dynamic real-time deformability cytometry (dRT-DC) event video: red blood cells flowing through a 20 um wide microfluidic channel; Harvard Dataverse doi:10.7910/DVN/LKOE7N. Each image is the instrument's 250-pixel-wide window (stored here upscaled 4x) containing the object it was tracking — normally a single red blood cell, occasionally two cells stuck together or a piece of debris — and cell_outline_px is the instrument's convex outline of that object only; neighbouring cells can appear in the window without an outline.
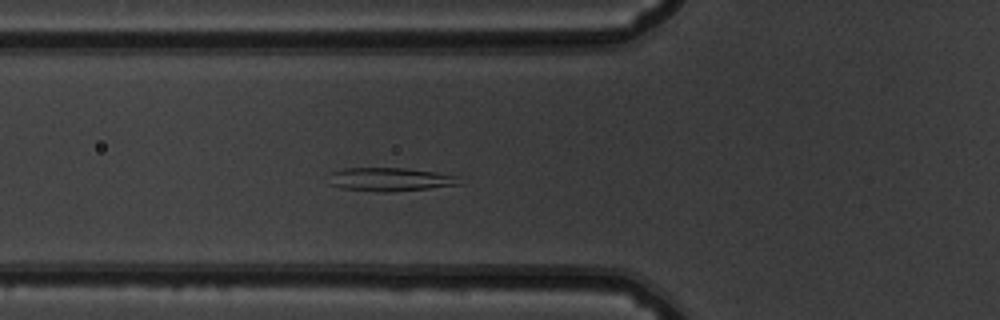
{"species": "common noctule bat (a hibernating species)", "species_latin": "Nyctalus noctula", "temperature_condition": "warm", "stored_images_in_passage": 37, "camera_frame_rate_fps": 3000, "um_per_image_px": 0.085, "animal": {"sex": "male", "body_mass_g": 19.5, "forearm_length_mm": 54.6}, "frame": {"image": 1, "passage_image": 4, "time_ms": 1.0, "image_size_px": [1000, 320], "cell_outline_px": [[464, 184], [392, 192], [376, 192], [340, 188], [328, 184], [328, 172], [344, 168], [404, 168], [436, 172], [456, 176]], "centroid_in_image_um": [33.08, 15.25], "position_along_channel_um": 92.7, "area_um2": 18.21}}
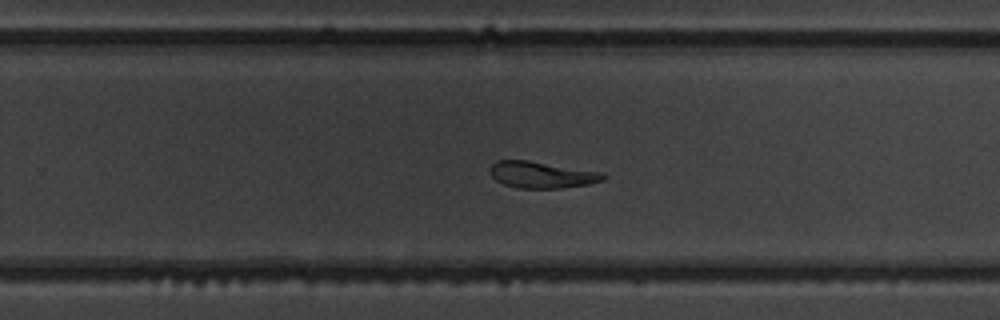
{"frame": {"image": 2, "passage_image": 19, "time_ms": 6.0, "image_size_px": [1000, 320], "cell_outline_px": [[608, 176], [604, 180], [588, 184], [560, 188], [516, 188], [504, 184], [496, 180], [492, 176], [488, 168], [496, 160], [528, 160], [604, 172]], "centroid_in_image_um": [46.06, 14.85], "position_along_channel_um": 283.7, "area_um2": 17.69}}
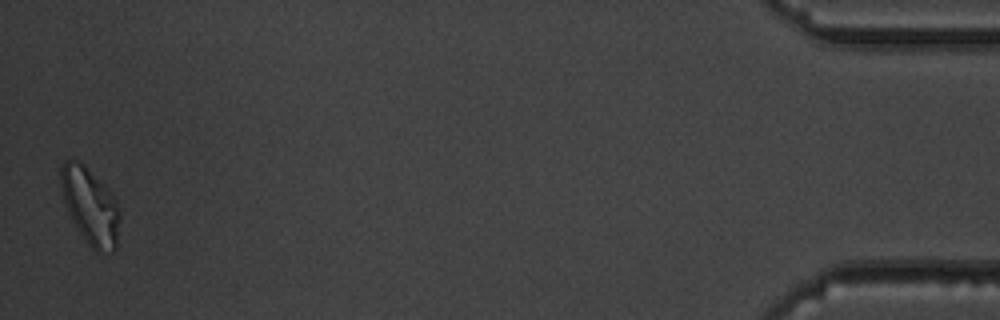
{"frame": {"image": 3, "passage_image": 37, "time_ms": 12.0, "image_size_px": [1000, 320], "cell_outline_px": [[120, 216], [116, 248], [112, 252], [96, 252], [88, 244], [80, 232], [64, 200], [60, 184], [60, 168], [64, 160], [80, 160], [108, 188], [116, 200], [120, 212]], "centroid_in_image_um": [7.69, 17.49], "position_along_channel_um": 427.5, "area_um2": 26.07}, "authors_computed_cell_mechanics": {"area_um2": 18.2648, "velocity_mm_per_s": 3.8282, "shape_relaxation_time_tau1_ms": null, "shape_relaxation_time_tau2_ms": 4.6965, "deformation_change_tau1": null, "deformation_change_tau2": 0.1076}}